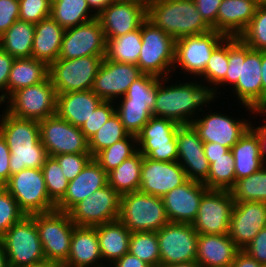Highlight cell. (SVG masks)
<instances>
[{"label":"cell","instance_id":"obj_1","mask_svg":"<svg viewBox=\"0 0 266 267\" xmlns=\"http://www.w3.org/2000/svg\"><path fill=\"white\" fill-rule=\"evenodd\" d=\"M228 70L225 79L216 87L230 85L247 111L264 116L262 109L261 51L251 49L239 37H228ZM253 112V113H252Z\"/></svg>","mask_w":266,"mask_h":267},{"label":"cell","instance_id":"obj_2","mask_svg":"<svg viewBox=\"0 0 266 267\" xmlns=\"http://www.w3.org/2000/svg\"><path fill=\"white\" fill-rule=\"evenodd\" d=\"M168 80H171L170 76L161 78L157 84V96L152 112L155 117L167 118L179 125H190L199 116V112L206 111L203 107L210 106V102H215L217 94H220L212 84L205 85L195 80L187 83L171 82L169 85Z\"/></svg>","mask_w":266,"mask_h":267},{"label":"cell","instance_id":"obj_3","mask_svg":"<svg viewBox=\"0 0 266 267\" xmlns=\"http://www.w3.org/2000/svg\"><path fill=\"white\" fill-rule=\"evenodd\" d=\"M147 19L174 40L212 30L193 0H152L147 6Z\"/></svg>","mask_w":266,"mask_h":267},{"label":"cell","instance_id":"obj_4","mask_svg":"<svg viewBox=\"0 0 266 267\" xmlns=\"http://www.w3.org/2000/svg\"><path fill=\"white\" fill-rule=\"evenodd\" d=\"M9 267H32L46 262L39 232L32 215H25L0 238Z\"/></svg>","mask_w":266,"mask_h":267},{"label":"cell","instance_id":"obj_5","mask_svg":"<svg viewBox=\"0 0 266 267\" xmlns=\"http://www.w3.org/2000/svg\"><path fill=\"white\" fill-rule=\"evenodd\" d=\"M131 233L159 231L169 223L162 197L140 191L121 195L118 219Z\"/></svg>","mask_w":266,"mask_h":267},{"label":"cell","instance_id":"obj_6","mask_svg":"<svg viewBox=\"0 0 266 267\" xmlns=\"http://www.w3.org/2000/svg\"><path fill=\"white\" fill-rule=\"evenodd\" d=\"M142 49L137 66L143 74L166 78L173 75L175 40L146 19L141 25Z\"/></svg>","mask_w":266,"mask_h":267},{"label":"cell","instance_id":"obj_7","mask_svg":"<svg viewBox=\"0 0 266 267\" xmlns=\"http://www.w3.org/2000/svg\"><path fill=\"white\" fill-rule=\"evenodd\" d=\"M32 216L39 232L46 262L65 263L70 253L73 230L76 227L68 212L53 210Z\"/></svg>","mask_w":266,"mask_h":267},{"label":"cell","instance_id":"obj_8","mask_svg":"<svg viewBox=\"0 0 266 267\" xmlns=\"http://www.w3.org/2000/svg\"><path fill=\"white\" fill-rule=\"evenodd\" d=\"M3 187L26 215L56 210V204L48 196L42 168L23 169L11 175Z\"/></svg>","mask_w":266,"mask_h":267},{"label":"cell","instance_id":"obj_9","mask_svg":"<svg viewBox=\"0 0 266 267\" xmlns=\"http://www.w3.org/2000/svg\"><path fill=\"white\" fill-rule=\"evenodd\" d=\"M105 57L86 56L57 59L49 65V77L56 94L91 90Z\"/></svg>","mask_w":266,"mask_h":267},{"label":"cell","instance_id":"obj_10","mask_svg":"<svg viewBox=\"0 0 266 267\" xmlns=\"http://www.w3.org/2000/svg\"><path fill=\"white\" fill-rule=\"evenodd\" d=\"M56 91L50 77L15 91L5 102V110L18 118L36 121L56 114Z\"/></svg>","mask_w":266,"mask_h":267},{"label":"cell","instance_id":"obj_11","mask_svg":"<svg viewBox=\"0 0 266 267\" xmlns=\"http://www.w3.org/2000/svg\"><path fill=\"white\" fill-rule=\"evenodd\" d=\"M179 126L170 119L152 116L136 135L138 151L154 161H177Z\"/></svg>","mask_w":266,"mask_h":267},{"label":"cell","instance_id":"obj_12","mask_svg":"<svg viewBox=\"0 0 266 267\" xmlns=\"http://www.w3.org/2000/svg\"><path fill=\"white\" fill-rule=\"evenodd\" d=\"M121 195L109 184L81 200L69 211L71 221L80 227H95L119 219Z\"/></svg>","mask_w":266,"mask_h":267},{"label":"cell","instance_id":"obj_13","mask_svg":"<svg viewBox=\"0 0 266 267\" xmlns=\"http://www.w3.org/2000/svg\"><path fill=\"white\" fill-rule=\"evenodd\" d=\"M224 34L211 30L200 35L182 37L175 40L174 70H180L194 76H200L207 65L214 49L226 38ZM177 67V68H176Z\"/></svg>","mask_w":266,"mask_h":267},{"label":"cell","instance_id":"obj_14","mask_svg":"<svg viewBox=\"0 0 266 267\" xmlns=\"http://www.w3.org/2000/svg\"><path fill=\"white\" fill-rule=\"evenodd\" d=\"M156 233L160 267L196 261L198 233L192 224L169 222Z\"/></svg>","mask_w":266,"mask_h":267},{"label":"cell","instance_id":"obj_15","mask_svg":"<svg viewBox=\"0 0 266 267\" xmlns=\"http://www.w3.org/2000/svg\"><path fill=\"white\" fill-rule=\"evenodd\" d=\"M40 140L48 156L90 153L89 140L80 127L59 118L56 114L39 121Z\"/></svg>","mask_w":266,"mask_h":267},{"label":"cell","instance_id":"obj_16","mask_svg":"<svg viewBox=\"0 0 266 267\" xmlns=\"http://www.w3.org/2000/svg\"><path fill=\"white\" fill-rule=\"evenodd\" d=\"M235 201L228 190L208 189L192 227L198 234H228Z\"/></svg>","mask_w":266,"mask_h":267},{"label":"cell","instance_id":"obj_17","mask_svg":"<svg viewBox=\"0 0 266 267\" xmlns=\"http://www.w3.org/2000/svg\"><path fill=\"white\" fill-rule=\"evenodd\" d=\"M106 37L98 18L65 29L58 59L106 55Z\"/></svg>","mask_w":266,"mask_h":267},{"label":"cell","instance_id":"obj_18","mask_svg":"<svg viewBox=\"0 0 266 267\" xmlns=\"http://www.w3.org/2000/svg\"><path fill=\"white\" fill-rule=\"evenodd\" d=\"M142 74L137 65L104 58L91 90L103 101L117 103V99L125 96L129 86Z\"/></svg>","mask_w":266,"mask_h":267},{"label":"cell","instance_id":"obj_19","mask_svg":"<svg viewBox=\"0 0 266 267\" xmlns=\"http://www.w3.org/2000/svg\"><path fill=\"white\" fill-rule=\"evenodd\" d=\"M207 112L191 122L203 142L219 143L229 149L251 126L252 121L234 118L222 113ZM229 116V117H228Z\"/></svg>","mask_w":266,"mask_h":267},{"label":"cell","instance_id":"obj_20","mask_svg":"<svg viewBox=\"0 0 266 267\" xmlns=\"http://www.w3.org/2000/svg\"><path fill=\"white\" fill-rule=\"evenodd\" d=\"M183 167L177 162L154 161L143 156L139 191L163 197L187 181Z\"/></svg>","mask_w":266,"mask_h":267},{"label":"cell","instance_id":"obj_21","mask_svg":"<svg viewBox=\"0 0 266 267\" xmlns=\"http://www.w3.org/2000/svg\"><path fill=\"white\" fill-rule=\"evenodd\" d=\"M265 227L266 202H235L228 235L240 250Z\"/></svg>","mask_w":266,"mask_h":267},{"label":"cell","instance_id":"obj_22","mask_svg":"<svg viewBox=\"0 0 266 267\" xmlns=\"http://www.w3.org/2000/svg\"><path fill=\"white\" fill-rule=\"evenodd\" d=\"M97 18L106 39H112L140 28L147 19V6L135 2H112Z\"/></svg>","mask_w":266,"mask_h":267},{"label":"cell","instance_id":"obj_23","mask_svg":"<svg viewBox=\"0 0 266 267\" xmlns=\"http://www.w3.org/2000/svg\"><path fill=\"white\" fill-rule=\"evenodd\" d=\"M207 190L202 182L188 179L181 186L166 193L162 199L169 222L192 224Z\"/></svg>","mask_w":266,"mask_h":267},{"label":"cell","instance_id":"obj_24","mask_svg":"<svg viewBox=\"0 0 266 267\" xmlns=\"http://www.w3.org/2000/svg\"><path fill=\"white\" fill-rule=\"evenodd\" d=\"M177 162L185 170L187 179L204 182L209 176V162L203 141L191 125H180L176 135Z\"/></svg>","mask_w":266,"mask_h":267},{"label":"cell","instance_id":"obj_25","mask_svg":"<svg viewBox=\"0 0 266 267\" xmlns=\"http://www.w3.org/2000/svg\"><path fill=\"white\" fill-rule=\"evenodd\" d=\"M108 184L107 173L92 158L82 171L68 184L64 197L56 204V210L68 212L74 205L96 190Z\"/></svg>","mask_w":266,"mask_h":267},{"label":"cell","instance_id":"obj_26","mask_svg":"<svg viewBox=\"0 0 266 267\" xmlns=\"http://www.w3.org/2000/svg\"><path fill=\"white\" fill-rule=\"evenodd\" d=\"M262 0H223L217 13V31L239 37L248 27Z\"/></svg>","mask_w":266,"mask_h":267},{"label":"cell","instance_id":"obj_27","mask_svg":"<svg viewBox=\"0 0 266 267\" xmlns=\"http://www.w3.org/2000/svg\"><path fill=\"white\" fill-rule=\"evenodd\" d=\"M239 250L228 234H198L196 262L202 267L231 266Z\"/></svg>","mask_w":266,"mask_h":267},{"label":"cell","instance_id":"obj_28","mask_svg":"<svg viewBox=\"0 0 266 267\" xmlns=\"http://www.w3.org/2000/svg\"><path fill=\"white\" fill-rule=\"evenodd\" d=\"M102 101L92 90L57 94L56 115L81 127Z\"/></svg>","mask_w":266,"mask_h":267},{"label":"cell","instance_id":"obj_29","mask_svg":"<svg viewBox=\"0 0 266 267\" xmlns=\"http://www.w3.org/2000/svg\"><path fill=\"white\" fill-rule=\"evenodd\" d=\"M65 264L72 267H106L101 257L95 227L74 228L70 253Z\"/></svg>","mask_w":266,"mask_h":267},{"label":"cell","instance_id":"obj_30","mask_svg":"<svg viewBox=\"0 0 266 267\" xmlns=\"http://www.w3.org/2000/svg\"><path fill=\"white\" fill-rule=\"evenodd\" d=\"M231 151L234 156L236 181L259 171L266 164L261 158L258 132L252 125L232 146Z\"/></svg>","mask_w":266,"mask_h":267},{"label":"cell","instance_id":"obj_31","mask_svg":"<svg viewBox=\"0 0 266 267\" xmlns=\"http://www.w3.org/2000/svg\"><path fill=\"white\" fill-rule=\"evenodd\" d=\"M0 133L8 148L43 146L40 140L39 121L22 119L6 110L0 115Z\"/></svg>","mask_w":266,"mask_h":267},{"label":"cell","instance_id":"obj_32","mask_svg":"<svg viewBox=\"0 0 266 267\" xmlns=\"http://www.w3.org/2000/svg\"><path fill=\"white\" fill-rule=\"evenodd\" d=\"M95 228L103 263L108 261L106 267L128 253L131 232L119 220Z\"/></svg>","mask_w":266,"mask_h":267},{"label":"cell","instance_id":"obj_33","mask_svg":"<svg viewBox=\"0 0 266 267\" xmlns=\"http://www.w3.org/2000/svg\"><path fill=\"white\" fill-rule=\"evenodd\" d=\"M65 29L51 17L35 24L32 58L48 65L59 58Z\"/></svg>","mask_w":266,"mask_h":267},{"label":"cell","instance_id":"obj_34","mask_svg":"<svg viewBox=\"0 0 266 267\" xmlns=\"http://www.w3.org/2000/svg\"><path fill=\"white\" fill-rule=\"evenodd\" d=\"M49 77V65L41 60L16 58L8 80V98L17 90L36 85Z\"/></svg>","mask_w":266,"mask_h":267},{"label":"cell","instance_id":"obj_35","mask_svg":"<svg viewBox=\"0 0 266 267\" xmlns=\"http://www.w3.org/2000/svg\"><path fill=\"white\" fill-rule=\"evenodd\" d=\"M34 33V23L18 19L0 37V47L15 59L32 57Z\"/></svg>","mask_w":266,"mask_h":267},{"label":"cell","instance_id":"obj_36","mask_svg":"<svg viewBox=\"0 0 266 267\" xmlns=\"http://www.w3.org/2000/svg\"><path fill=\"white\" fill-rule=\"evenodd\" d=\"M143 155L137 151L107 173L108 184L120 195L139 191Z\"/></svg>","mask_w":266,"mask_h":267},{"label":"cell","instance_id":"obj_37","mask_svg":"<svg viewBox=\"0 0 266 267\" xmlns=\"http://www.w3.org/2000/svg\"><path fill=\"white\" fill-rule=\"evenodd\" d=\"M50 17L64 29L97 18L86 0H52Z\"/></svg>","mask_w":266,"mask_h":267},{"label":"cell","instance_id":"obj_38","mask_svg":"<svg viewBox=\"0 0 266 267\" xmlns=\"http://www.w3.org/2000/svg\"><path fill=\"white\" fill-rule=\"evenodd\" d=\"M106 40V59L119 63L138 64L142 49L141 27L125 35Z\"/></svg>","mask_w":266,"mask_h":267},{"label":"cell","instance_id":"obj_39","mask_svg":"<svg viewBox=\"0 0 266 267\" xmlns=\"http://www.w3.org/2000/svg\"><path fill=\"white\" fill-rule=\"evenodd\" d=\"M115 113L119 116L124 129L131 135H137L153 116L152 107L147 102L129 100L126 96L117 100Z\"/></svg>","mask_w":266,"mask_h":267},{"label":"cell","instance_id":"obj_40","mask_svg":"<svg viewBox=\"0 0 266 267\" xmlns=\"http://www.w3.org/2000/svg\"><path fill=\"white\" fill-rule=\"evenodd\" d=\"M236 183L234 156L231 149L219 158H211L209 176L203 182L208 189L230 191Z\"/></svg>","mask_w":266,"mask_h":267},{"label":"cell","instance_id":"obj_41","mask_svg":"<svg viewBox=\"0 0 266 267\" xmlns=\"http://www.w3.org/2000/svg\"><path fill=\"white\" fill-rule=\"evenodd\" d=\"M230 192L235 202H266V164L250 176L237 180Z\"/></svg>","mask_w":266,"mask_h":267},{"label":"cell","instance_id":"obj_42","mask_svg":"<svg viewBox=\"0 0 266 267\" xmlns=\"http://www.w3.org/2000/svg\"><path fill=\"white\" fill-rule=\"evenodd\" d=\"M137 151L136 136L129 134L125 139L99 151L93 158L106 173H109Z\"/></svg>","mask_w":266,"mask_h":267},{"label":"cell","instance_id":"obj_43","mask_svg":"<svg viewBox=\"0 0 266 267\" xmlns=\"http://www.w3.org/2000/svg\"><path fill=\"white\" fill-rule=\"evenodd\" d=\"M128 252L150 267H160L159 241L154 231L131 233Z\"/></svg>","mask_w":266,"mask_h":267},{"label":"cell","instance_id":"obj_44","mask_svg":"<svg viewBox=\"0 0 266 267\" xmlns=\"http://www.w3.org/2000/svg\"><path fill=\"white\" fill-rule=\"evenodd\" d=\"M129 133L124 129L119 116H113L89 139V151L94 157L99 151L125 139Z\"/></svg>","mask_w":266,"mask_h":267},{"label":"cell","instance_id":"obj_45","mask_svg":"<svg viewBox=\"0 0 266 267\" xmlns=\"http://www.w3.org/2000/svg\"><path fill=\"white\" fill-rule=\"evenodd\" d=\"M228 63V37H226L211 54L205 71L199 76V79H203L200 81L217 87L226 77Z\"/></svg>","mask_w":266,"mask_h":267},{"label":"cell","instance_id":"obj_46","mask_svg":"<svg viewBox=\"0 0 266 267\" xmlns=\"http://www.w3.org/2000/svg\"><path fill=\"white\" fill-rule=\"evenodd\" d=\"M9 150L11 175L19 173L26 168H42L48 157L44 146L9 148Z\"/></svg>","mask_w":266,"mask_h":267},{"label":"cell","instance_id":"obj_47","mask_svg":"<svg viewBox=\"0 0 266 267\" xmlns=\"http://www.w3.org/2000/svg\"><path fill=\"white\" fill-rule=\"evenodd\" d=\"M42 173L45 180L49 198L57 204L66 194L69 181L64 176L61 166L57 160L48 156L42 166Z\"/></svg>","mask_w":266,"mask_h":267},{"label":"cell","instance_id":"obj_48","mask_svg":"<svg viewBox=\"0 0 266 267\" xmlns=\"http://www.w3.org/2000/svg\"><path fill=\"white\" fill-rule=\"evenodd\" d=\"M239 38L251 49L266 51V1L262 0L256 14Z\"/></svg>","mask_w":266,"mask_h":267},{"label":"cell","instance_id":"obj_49","mask_svg":"<svg viewBox=\"0 0 266 267\" xmlns=\"http://www.w3.org/2000/svg\"><path fill=\"white\" fill-rule=\"evenodd\" d=\"M161 78L150 74H142L128 88L125 96L132 101L147 102L151 107L155 104L157 84Z\"/></svg>","mask_w":266,"mask_h":267},{"label":"cell","instance_id":"obj_50","mask_svg":"<svg viewBox=\"0 0 266 267\" xmlns=\"http://www.w3.org/2000/svg\"><path fill=\"white\" fill-rule=\"evenodd\" d=\"M25 215L11 194L0 186V238Z\"/></svg>","mask_w":266,"mask_h":267},{"label":"cell","instance_id":"obj_51","mask_svg":"<svg viewBox=\"0 0 266 267\" xmlns=\"http://www.w3.org/2000/svg\"><path fill=\"white\" fill-rule=\"evenodd\" d=\"M52 0H19V19L39 23L50 17Z\"/></svg>","mask_w":266,"mask_h":267},{"label":"cell","instance_id":"obj_52","mask_svg":"<svg viewBox=\"0 0 266 267\" xmlns=\"http://www.w3.org/2000/svg\"><path fill=\"white\" fill-rule=\"evenodd\" d=\"M116 103L112 101H102L95 109L89 119L82 124L80 130L89 140L115 113Z\"/></svg>","mask_w":266,"mask_h":267},{"label":"cell","instance_id":"obj_53","mask_svg":"<svg viewBox=\"0 0 266 267\" xmlns=\"http://www.w3.org/2000/svg\"><path fill=\"white\" fill-rule=\"evenodd\" d=\"M61 166L64 176L72 181L93 158L90 153L61 154L53 156Z\"/></svg>","mask_w":266,"mask_h":267},{"label":"cell","instance_id":"obj_54","mask_svg":"<svg viewBox=\"0 0 266 267\" xmlns=\"http://www.w3.org/2000/svg\"><path fill=\"white\" fill-rule=\"evenodd\" d=\"M19 0H0V37L19 19Z\"/></svg>","mask_w":266,"mask_h":267},{"label":"cell","instance_id":"obj_55","mask_svg":"<svg viewBox=\"0 0 266 267\" xmlns=\"http://www.w3.org/2000/svg\"><path fill=\"white\" fill-rule=\"evenodd\" d=\"M15 58L0 47V105L8 99V80Z\"/></svg>","mask_w":266,"mask_h":267},{"label":"cell","instance_id":"obj_56","mask_svg":"<svg viewBox=\"0 0 266 267\" xmlns=\"http://www.w3.org/2000/svg\"><path fill=\"white\" fill-rule=\"evenodd\" d=\"M203 20L217 31V13L223 0H193Z\"/></svg>","mask_w":266,"mask_h":267},{"label":"cell","instance_id":"obj_57","mask_svg":"<svg viewBox=\"0 0 266 267\" xmlns=\"http://www.w3.org/2000/svg\"><path fill=\"white\" fill-rule=\"evenodd\" d=\"M263 266L266 265V227L243 249Z\"/></svg>","mask_w":266,"mask_h":267},{"label":"cell","instance_id":"obj_58","mask_svg":"<svg viewBox=\"0 0 266 267\" xmlns=\"http://www.w3.org/2000/svg\"><path fill=\"white\" fill-rule=\"evenodd\" d=\"M9 162L10 150L6 140L0 133V186H4L11 177Z\"/></svg>","mask_w":266,"mask_h":267},{"label":"cell","instance_id":"obj_59","mask_svg":"<svg viewBox=\"0 0 266 267\" xmlns=\"http://www.w3.org/2000/svg\"><path fill=\"white\" fill-rule=\"evenodd\" d=\"M203 150L210 165L211 158L222 157L223 154L227 153L230 149L228 147L222 146L219 143L203 142Z\"/></svg>","mask_w":266,"mask_h":267},{"label":"cell","instance_id":"obj_60","mask_svg":"<svg viewBox=\"0 0 266 267\" xmlns=\"http://www.w3.org/2000/svg\"><path fill=\"white\" fill-rule=\"evenodd\" d=\"M109 267H150L147 263L140 260L129 252L116 260Z\"/></svg>","mask_w":266,"mask_h":267},{"label":"cell","instance_id":"obj_61","mask_svg":"<svg viewBox=\"0 0 266 267\" xmlns=\"http://www.w3.org/2000/svg\"><path fill=\"white\" fill-rule=\"evenodd\" d=\"M231 267H264L257 260L253 259L244 250H239L235 256Z\"/></svg>","mask_w":266,"mask_h":267},{"label":"cell","instance_id":"obj_62","mask_svg":"<svg viewBox=\"0 0 266 267\" xmlns=\"http://www.w3.org/2000/svg\"><path fill=\"white\" fill-rule=\"evenodd\" d=\"M253 128L258 132L260 140L261 158L266 163V124L261 126L253 125Z\"/></svg>","mask_w":266,"mask_h":267},{"label":"cell","instance_id":"obj_63","mask_svg":"<svg viewBox=\"0 0 266 267\" xmlns=\"http://www.w3.org/2000/svg\"><path fill=\"white\" fill-rule=\"evenodd\" d=\"M262 60V109H266V51H261Z\"/></svg>","mask_w":266,"mask_h":267},{"label":"cell","instance_id":"obj_64","mask_svg":"<svg viewBox=\"0 0 266 267\" xmlns=\"http://www.w3.org/2000/svg\"><path fill=\"white\" fill-rule=\"evenodd\" d=\"M90 9L98 16L108 5H110L112 0H86Z\"/></svg>","mask_w":266,"mask_h":267},{"label":"cell","instance_id":"obj_65","mask_svg":"<svg viewBox=\"0 0 266 267\" xmlns=\"http://www.w3.org/2000/svg\"><path fill=\"white\" fill-rule=\"evenodd\" d=\"M161 267H202L198 262L192 261L187 263L170 264Z\"/></svg>","mask_w":266,"mask_h":267},{"label":"cell","instance_id":"obj_66","mask_svg":"<svg viewBox=\"0 0 266 267\" xmlns=\"http://www.w3.org/2000/svg\"><path fill=\"white\" fill-rule=\"evenodd\" d=\"M0 267H9L8 258L5 254L4 248L0 245Z\"/></svg>","mask_w":266,"mask_h":267},{"label":"cell","instance_id":"obj_67","mask_svg":"<svg viewBox=\"0 0 266 267\" xmlns=\"http://www.w3.org/2000/svg\"><path fill=\"white\" fill-rule=\"evenodd\" d=\"M113 2H119V1H126V2H135V3H140L142 5H146L148 6V4L152 1V0H112Z\"/></svg>","mask_w":266,"mask_h":267},{"label":"cell","instance_id":"obj_68","mask_svg":"<svg viewBox=\"0 0 266 267\" xmlns=\"http://www.w3.org/2000/svg\"><path fill=\"white\" fill-rule=\"evenodd\" d=\"M32 267H53V263L45 262L43 264H40V265H37V266H32Z\"/></svg>","mask_w":266,"mask_h":267},{"label":"cell","instance_id":"obj_69","mask_svg":"<svg viewBox=\"0 0 266 267\" xmlns=\"http://www.w3.org/2000/svg\"><path fill=\"white\" fill-rule=\"evenodd\" d=\"M53 267H72V266L66 265L65 263H53Z\"/></svg>","mask_w":266,"mask_h":267}]
</instances>
